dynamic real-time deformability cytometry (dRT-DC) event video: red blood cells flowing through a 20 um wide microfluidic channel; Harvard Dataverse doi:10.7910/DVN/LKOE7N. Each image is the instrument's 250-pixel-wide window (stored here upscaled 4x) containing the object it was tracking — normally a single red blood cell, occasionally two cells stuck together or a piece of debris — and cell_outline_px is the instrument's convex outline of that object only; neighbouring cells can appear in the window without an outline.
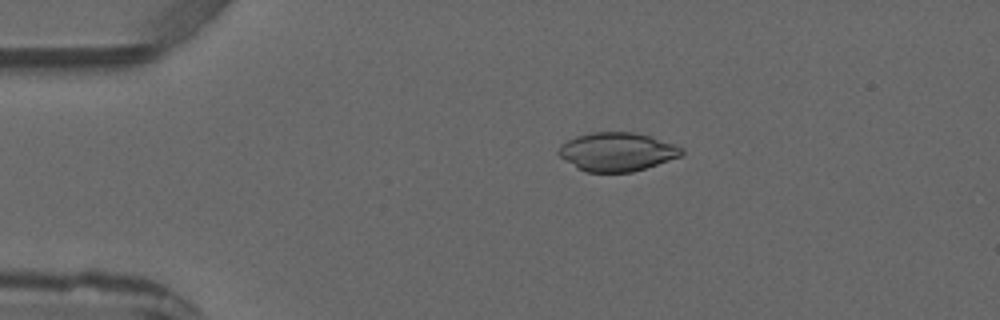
{"species": "common noctule bat (a hibernating species)", "species_latin": "Nyctalus noctula", "temperature_condition": "warm", "stored_images_in_passage": 4, "camera_frame_rate_fps": 3000, "um_per_image_px": 0.085, "animal": {"sex": "male", "forearm_length_mm": 52.5}, "frame": {"image": 1, "passage_image": 3, "time_ms": 2.333, "image_size_px": [1000, 320], "cell_outline_px": [[684, 156], [632, 172], [584, 172], [576, 168], [560, 156], [556, 152], [568, 140], [576, 136], [592, 132], [632, 132], [648, 136], [684, 148]], "centroid_in_image_um": [52.46, 12.92], "position_along_channel_um": 32.5, "area_um2": 27.57}}